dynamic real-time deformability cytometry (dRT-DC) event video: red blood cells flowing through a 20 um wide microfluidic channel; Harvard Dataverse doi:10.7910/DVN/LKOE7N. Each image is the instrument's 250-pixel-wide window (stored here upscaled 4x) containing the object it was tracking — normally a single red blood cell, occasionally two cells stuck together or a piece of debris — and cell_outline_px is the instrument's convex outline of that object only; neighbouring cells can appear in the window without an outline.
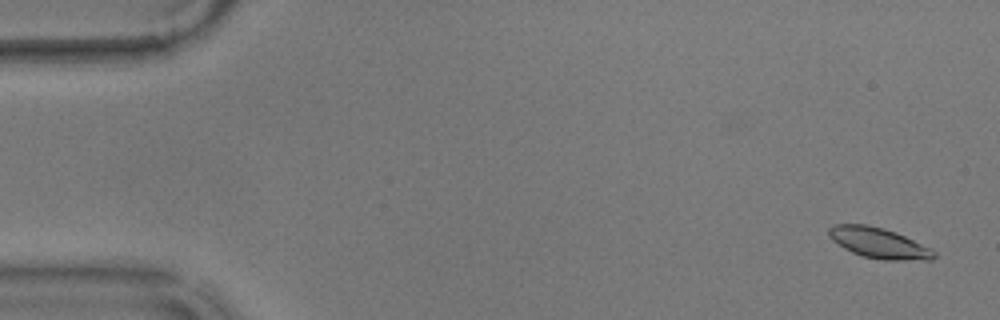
{"species": "common noctule bat (a hibernating species)", "species_latin": "Nyctalus noctula", "temperature_condition": "warm", "stored_images_in_passage": 57, "camera_frame_rate_fps": 3000, "um_per_image_px": 0.085, "animal": {"sex": "male", "body_mass_g": 17.9}, "frame": {"image": 1, "passage_image": 3, "time_ms": 0.667, "image_size_px": [1000, 320], "cell_outline_px": [[936, 256], [932, 260], [884, 260], [864, 256], [852, 252], [844, 248], [832, 240], [828, 236], [828, 228], [832, 224], [868, 224], [884, 228], [896, 232], [932, 248], [936, 252]], "centroid_in_image_um": [74.71, 20.64], "position_along_channel_um": 10.3, "area_um2": 18.9}}
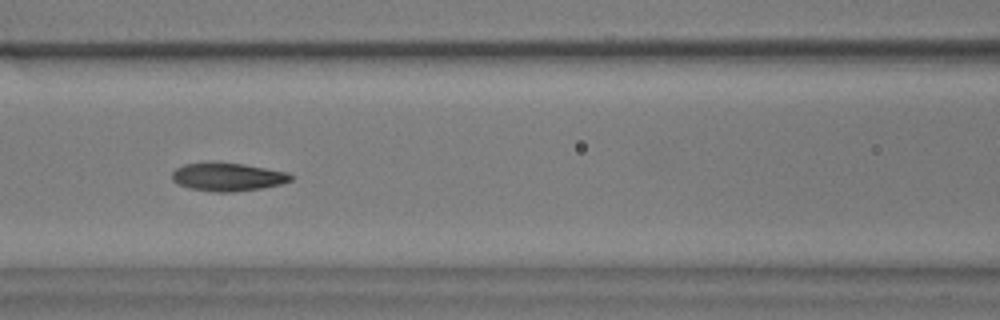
{"frame": {"image": 2, "passage_image": 25, "time_ms": 8.0, "image_size_px": [1000, 320], "cell_outline_px": [[292, 180], [280, 184], [260, 188], [232, 192], [216, 192], [192, 188], [180, 184], [172, 180], [172, 172], [176, 168], [184, 164], [212, 160], [216, 160], [244, 164], [288, 172], [292, 176]], "centroid_in_image_um": [19.33, 14.99], "position_along_channel_um": 147.3, "area_um2": 19.77}}
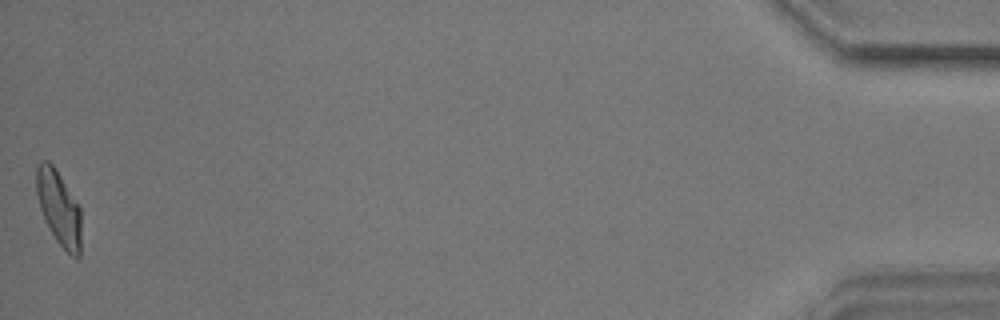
{"frame": {"image": 3, "passage_image": 57, "time_ms": 18.667, "image_size_px": [1000, 320], "cell_outline_px": [[80, 256], [76, 260], [56, 240], [44, 220], [40, 208], [36, 192], [36, 168], [40, 160], [48, 160], [52, 164], [60, 176], [80, 208]], "centroid_in_image_um": [4.98, 17.67], "position_along_channel_um": 430.2, "area_um2": 19.25}, "authors_computed_cell_mechanics": {"area_um2": 19.3052, "velocity_mm_per_s": 3.5615, "shape_relaxation_time_tau1_ms": 3.3251, "shape_relaxation_time_tau2_ms": 2.346, "deformation_change_tau1": 0.1626, "deformation_change_tau2": 0.0925}}